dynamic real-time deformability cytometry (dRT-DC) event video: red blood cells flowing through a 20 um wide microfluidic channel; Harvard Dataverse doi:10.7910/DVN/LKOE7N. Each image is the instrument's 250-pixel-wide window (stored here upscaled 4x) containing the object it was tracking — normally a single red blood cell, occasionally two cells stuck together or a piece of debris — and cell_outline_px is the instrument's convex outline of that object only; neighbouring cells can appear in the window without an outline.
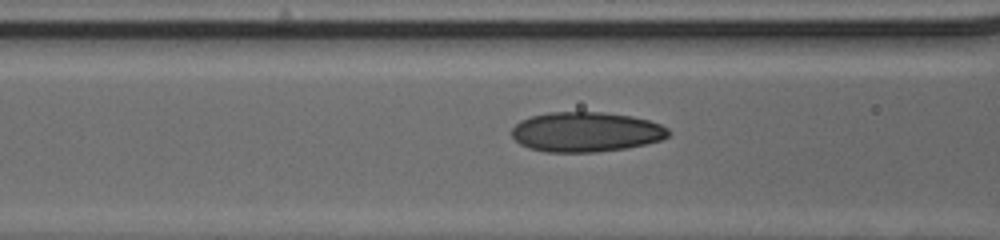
{"species": "human", "species_latin": "Homo sapiens", "temperature_condition": "cold", "stored_images_in_passage": 42, "camera_frame_rate_fps": 3000, "um_per_image_px": 0.085, "donor": {"sex": "male"}, "frame": {"image": 1, "passage_image": 19, "time_ms": 6.0, "image_size_px": [1000, 240], "cell_outline_px": [[668, 136], [660, 140], [644, 144], [624, 148], [592, 152], [548, 152], [528, 148], [520, 144], [512, 136], [512, 128], [520, 120], [532, 116], [552, 112], [600, 112], [628, 116], [648, 120], [660, 124], [668, 128]], "centroid_in_image_um": [49.77, 11.21], "position_along_channel_um": 116.8, "area_um2": 36.01}}
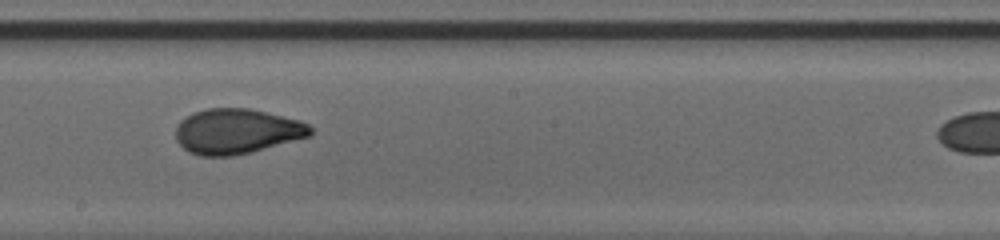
{"frame": {"image": 2, "passage_image": 27, "time_ms": 8.667, "image_size_px": [1000, 240], "cell_outline_px": [[312, 132], [308, 136], [248, 152], [232, 156], [204, 156], [192, 152], [184, 148], [176, 140], [176, 128], [180, 120], [196, 112], [208, 108], [248, 108], [300, 120], [308, 124], [312, 128]], "centroid_in_image_um": [20.1, 11.15], "position_along_channel_um": 228.1, "area_um2": 34.74}}
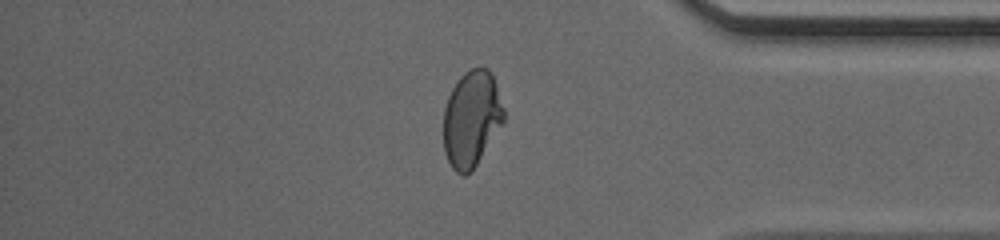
{"frame": {"image": 3, "passage_image": 40, "time_ms": 13.0, "image_size_px": [1000, 240], "cell_outline_px": [[504, 120], [476, 164], [464, 176], [456, 172], [452, 168], [444, 152], [444, 108], [448, 96], [452, 88], [460, 76], [464, 72], [472, 68], [488, 68], [492, 72], [504, 108]], "centroid_in_image_um": [40.07, 10.06], "position_along_channel_um": 395.1, "area_um2": 33.47}}